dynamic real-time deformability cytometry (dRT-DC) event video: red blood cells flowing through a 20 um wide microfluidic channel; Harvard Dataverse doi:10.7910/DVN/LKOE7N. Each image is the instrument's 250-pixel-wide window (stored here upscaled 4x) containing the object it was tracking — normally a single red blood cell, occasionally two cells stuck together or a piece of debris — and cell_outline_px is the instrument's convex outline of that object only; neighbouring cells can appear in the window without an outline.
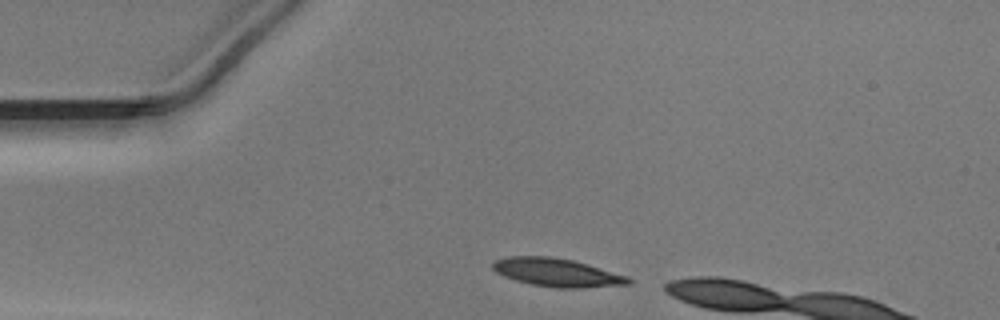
{"species": "Egyptian fruit bat (a non-hibernating species)", "species_latin": "Rousettus aegyptiacus", "temperature_condition": "warm", "stored_images_in_passage": 8, "camera_frame_rate_fps": 3000, "um_per_image_px": 0.085, "animal": {"sex": "male"}, "frame": {"image": 1, "passage_image": 1, "time_ms": 0.0, "image_size_px": [1000, 320], "cell_outline_px": [[632, 284], [584, 288], [556, 288], [532, 284], [516, 280], [504, 276], [496, 272], [492, 268], [492, 264], [496, 260], [512, 256], [552, 256], [572, 260], [588, 264], [628, 276], [632, 280]], "centroid_in_image_um": [47.39, 23.17], "position_along_channel_um": 37.6, "area_um2": 22.37}}
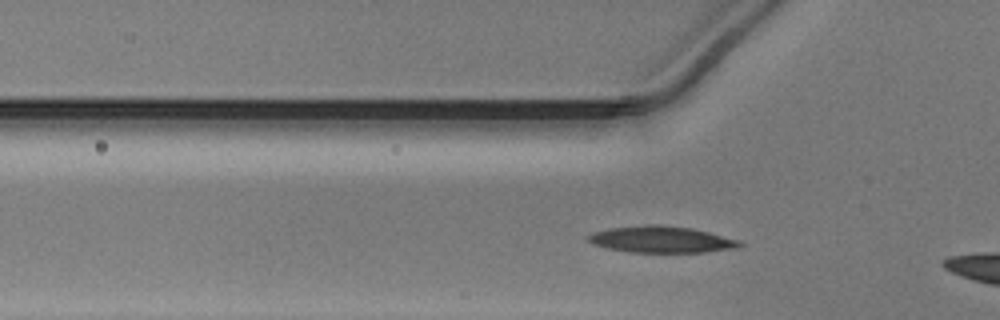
{"frame": {"image": 2, "passage_image": 6, "time_ms": 1.667, "image_size_px": [1000, 320], "cell_outline_px": [[744, 244], [736, 248], [704, 252], [628, 252], [608, 248], [592, 244], [588, 240], [588, 236], [596, 232], [612, 228], [644, 224], [660, 224], [692, 228], [740, 240]], "centroid_in_image_um": [56.24, 20.35], "position_along_channel_um": 69.6, "area_um2": 23.29}}